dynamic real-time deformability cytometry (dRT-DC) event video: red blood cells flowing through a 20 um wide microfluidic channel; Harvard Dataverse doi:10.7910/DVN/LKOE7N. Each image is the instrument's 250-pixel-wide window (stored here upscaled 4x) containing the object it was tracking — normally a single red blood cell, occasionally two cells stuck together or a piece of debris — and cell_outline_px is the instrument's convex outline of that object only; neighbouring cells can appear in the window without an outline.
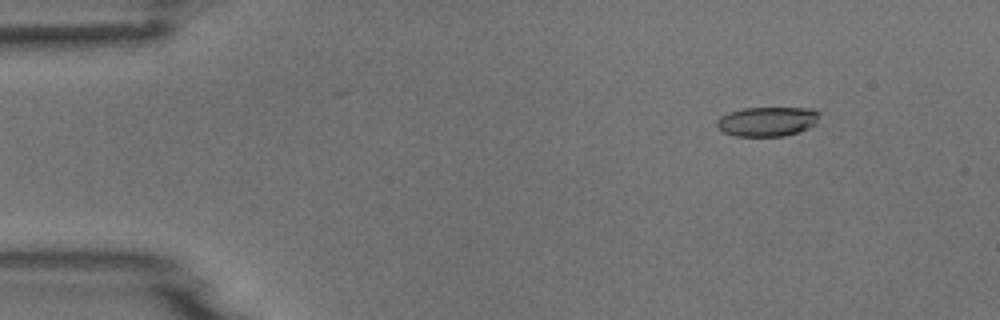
{"species": "common noctule bat (a hibernating species)", "species_latin": "Nyctalus noctula", "temperature_condition": "room temperature", "stored_images_in_passage": 5, "camera_frame_rate_fps": 3000, "um_per_image_px": 0.085, "animal": {"sex": "male", "body_mass_g": 18.8}, "frame": {"image": 1, "passage_image": 1, "time_ms": 0.0, "image_size_px": [1000, 320], "cell_outline_px": [[820, 112], [816, 124], [808, 128], [784, 136], [736, 136], [724, 132], [716, 128], [716, 120], [720, 116], [728, 112], [744, 108], [812, 108]], "centroid_in_image_um": [65.19, 10.32], "position_along_channel_um": 19.8, "area_um2": 17.74}}
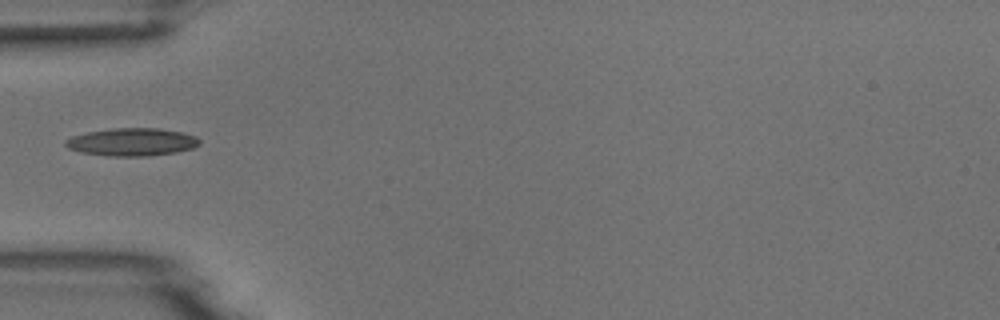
{"frame": {"image": 2, "passage_image": 4, "time_ms": 3.667, "image_size_px": [1000, 320], "cell_outline_px": [[200, 144], [192, 148], [176, 152], [148, 156], [108, 156], [80, 152], [68, 148], [64, 144], [64, 140], [72, 136], [88, 132], [112, 128], [160, 128], [180, 132], [196, 136], [200, 140]], "centroid_in_image_um": [11.2, 12.07], "position_along_channel_um": 73.8, "area_um2": 21.73}}